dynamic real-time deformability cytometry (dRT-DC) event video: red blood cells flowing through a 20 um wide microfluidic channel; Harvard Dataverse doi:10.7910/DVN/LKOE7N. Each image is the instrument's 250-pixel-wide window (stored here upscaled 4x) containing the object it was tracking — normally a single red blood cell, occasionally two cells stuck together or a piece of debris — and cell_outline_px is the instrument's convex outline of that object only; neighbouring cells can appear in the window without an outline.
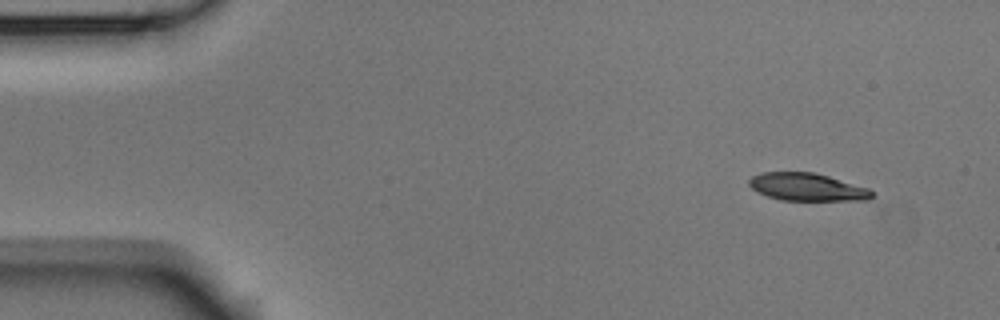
{"species": "Egyptian fruit bat (a non-hibernating species)", "species_latin": "Rousettus aegyptiacus", "temperature_condition": "room temperature", "stored_images_in_passage": 4, "camera_frame_rate_fps": 3000, "um_per_image_px": 0.085, "animal": {"sex": "male"}, "frame": {"image": 1, "passage_image": 1, "time_ms": 0.0, "image_size_px": [1000, 320], "cell_outline_px": [[872, 196], [868, 200], [780, 200], [756, 192], [748, 184], [748, 180], [752, 176], [764, 172], [812, 172], [828, 176], [868, 188], [872, 192]], "centroid_in_image_um": [68.56, 15.9], "position_along_channel_um": 16.4, "area_um2": 19.65}}